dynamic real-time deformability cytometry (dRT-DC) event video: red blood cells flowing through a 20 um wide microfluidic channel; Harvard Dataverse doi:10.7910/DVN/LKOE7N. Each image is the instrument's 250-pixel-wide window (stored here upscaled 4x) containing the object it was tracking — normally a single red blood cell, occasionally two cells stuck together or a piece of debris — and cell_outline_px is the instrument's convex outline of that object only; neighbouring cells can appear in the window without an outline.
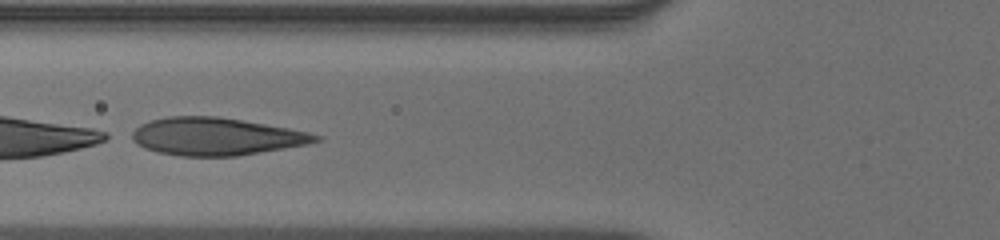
{"species": "human", "species_latin": "Homo sapiens", "temperature_condition": "warm", "stored_images_in_passage": 31, "camera_frame_rate_fps": 3000, "um_per_image_px": 0.085, "donor": {"sex": "male"}, "frame": {"image": 1, "passage_image": 7, "time_ms": 2.0, "image_size_px": [1000, 240], "cell_outline_px": [[324, 136], [320, 140], [308, 144], [236, 156], [180, 156], [156, 152], [144, 148], [136, 144], [132, 140], [132, 132], [140, 124], [152, 120], [168, 116], [216, 116], [288, 128], [308, 132]], "centroid_in_image_um": [18.34, 11.6], "position_along_channel_um": 107.5, "area_um2": 40.11}}
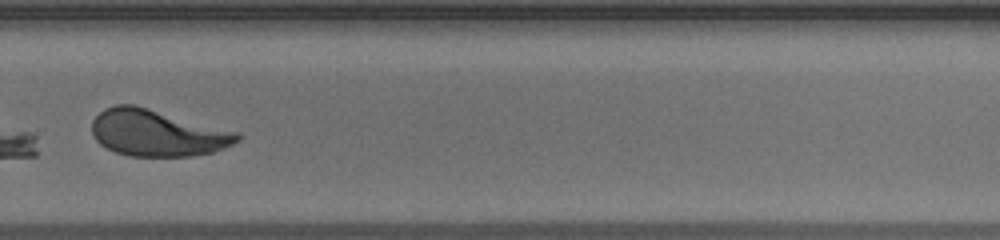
{"frame": {"image": 2, "passage_image": 23, "time_ms": 7.333, "image_size_px": [1000, 240], "cell_outline_px": [[240, 140], [224, 148], [212, 152], [192, 156], [128, 156], [116, 152], [100, 144], [92, 136], [92, 120], [104, 108], [116, 104], [132, 104], [240, 132]], "centroid_in_image_um": [13.36, 11.3], "position_along_channel_um": 316.4, "area_um2": 39.42}}
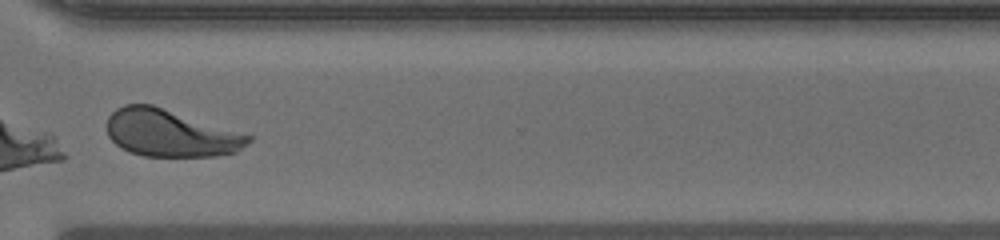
{"frame": {"image": 3, "passage_image": 26, "time_ms": 8.333, "image_size_px": [1000, 240], "cell_outline_px": [[252, 140], [248, 144], [236, 152], [216, 156], [144, 156], [128, 152], [120, 148], [108, 136], [108, 116], [116, 108], [124, 104], [152, 104], [252, 136]], "centroid_in_image_um": [14.46, 11.32], "position_along_channel_um": 356.1, "area_um2": 38.78}, "authors_computed_cell_mechanics": {"area_um2": 39.4196, "velocity_mm_per_s": 3.9102, "shape_relaxation_time_tau1_ms": 1.4677, "shape_relaxation_time_tau2_ms": null, "deformation_change_tau1": 0.2905, "deformation_change_tau2": null}}